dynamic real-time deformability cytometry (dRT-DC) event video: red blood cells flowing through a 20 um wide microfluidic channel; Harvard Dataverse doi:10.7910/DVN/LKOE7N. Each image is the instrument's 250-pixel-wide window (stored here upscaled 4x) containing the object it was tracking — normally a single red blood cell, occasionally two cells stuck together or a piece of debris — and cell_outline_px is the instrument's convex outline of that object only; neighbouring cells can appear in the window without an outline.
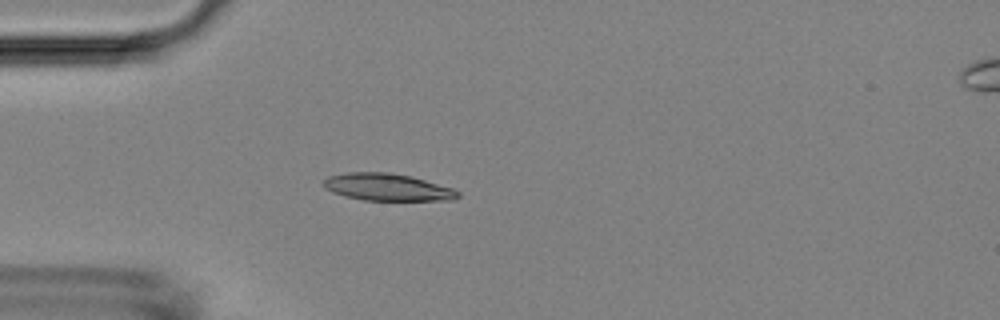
{"species": "Egyptian fruit bat (a non-hibernating species)", "species_latin": "Rousettus aegyptiacus", "temperature_condition": "room temperature", "stored_images_in_passage": 4, "camera_frame_rate_fps": 3000, "um_per_image_px": 0.085, "animal": {"sex": "female"}, "frame": {"image": 1, "passage_image": 3, "time_ms": 0.667, "image_size_px": [1000, 320], "cell_outline_px": [[460, 196], [456, 200], [364, 200], [344, 196], [332, 192], [324, 188], [324, 180], [328, 176], [348, 172], [392, 172], [412, 176], [452, 188], [460, 192]], "centroid_in_image_um": [32.94, 15.9], "position_along_channel_um": 52.1, "area_um2": 21.39}}